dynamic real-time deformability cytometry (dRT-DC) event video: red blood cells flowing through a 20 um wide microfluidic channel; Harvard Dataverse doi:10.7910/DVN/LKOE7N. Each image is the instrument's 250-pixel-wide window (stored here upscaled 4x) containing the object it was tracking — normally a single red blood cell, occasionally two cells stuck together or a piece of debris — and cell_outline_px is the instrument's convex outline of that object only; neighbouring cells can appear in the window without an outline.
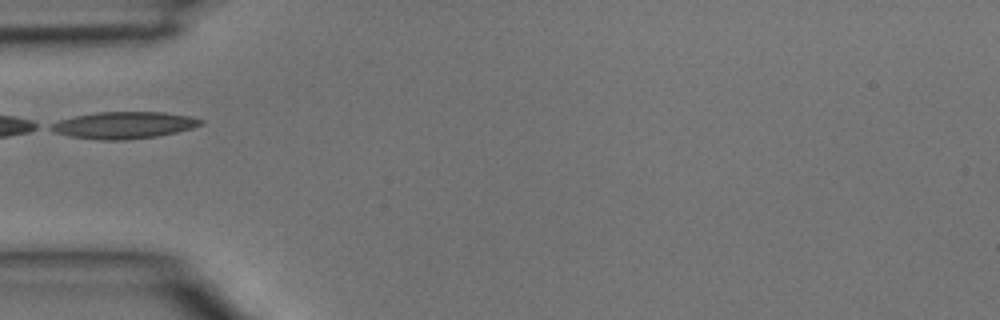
{"species": "common noctule bat (a hibernating species)", "species_latin": "Nyctalus noctula", "temperature_condition": "room temperature", "stored_images_in_passage": 2, "camera_frame_rate_fps": 3000, "um_per_image_px": 0.085, "animal": {"sex": "male", "body_mass_g": 15.6}, "frame": {"image": 1, "passage_image": 2, "time_ms": 0.333, "image_size_px": [1000, 320], "cell_outline_px": [[204, 124], [192, 128], [176, 132], [156, 136], [124, 140], [100, 140], [72, 136], [56, 132], [48, 128], [48, 124], [60, 120], [76, 116], [96, 112], [164, 112], [188, 116], [204, 120]], "centroid_in_image_um": [10.54, 10.63], "position_along_channel_um": 74.5, "area_um2": 23.29}}